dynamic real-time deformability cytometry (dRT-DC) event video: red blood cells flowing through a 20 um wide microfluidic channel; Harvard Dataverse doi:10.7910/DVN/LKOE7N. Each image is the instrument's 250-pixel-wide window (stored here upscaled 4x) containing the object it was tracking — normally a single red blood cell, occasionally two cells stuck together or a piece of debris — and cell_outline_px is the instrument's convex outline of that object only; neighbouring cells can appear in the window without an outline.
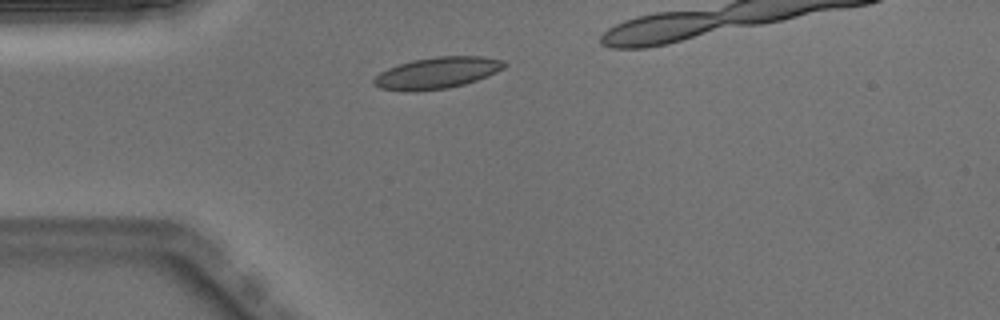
{"species": "Egyptian fruit bat (a non-hibernating species)", "species_latin": "Rousettus aegyptiacus", "temperature_condition": "warm", "stored_images_in_passage": 29, "camera_frame_rate_fps": 3000, "um_per_image_px": 0.085, "animal": {"sex": "male"}, "frame": {"image": 1, "passage_image": 1, "time_ms": 0.0, "image_size_px": [1000, 320], "cell_outline_px": [[508, 64], [504, 68], [488, 76], [464, 84], [448, 88], [416, 92], [380, 88], [372, 84], [372, 80], [380, 72], [388, 68], [412, 60], [436, 56], [480, 56], [504, 60]], "centroid_in_image_um": [37.16, 6.19], "position_along_channel_um": 47.8, "area_um2": 23.99}}
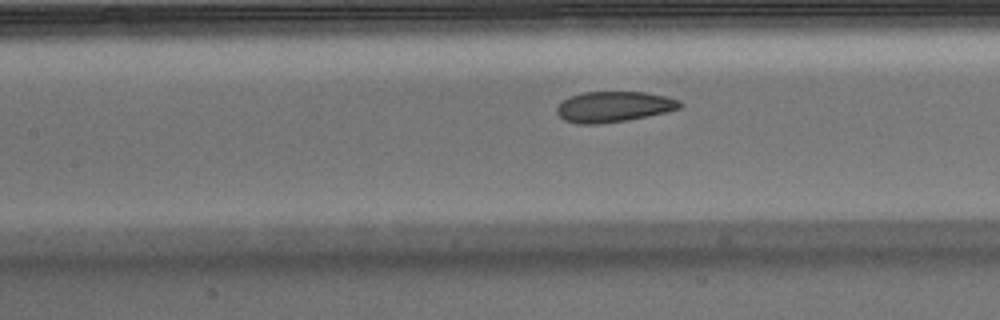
{"frame": {"image": 2, "passage_image": 10, "time_ms": 3.0, "image_size_px": [1000, 320], "cell_outline_px": [[684, 104], [680, 108], [648, 116], [628, 120], [600, 124], [576, 124], [564, 120], [556, 112], [556, 108], [568, 96], [584, 92], [644, 92], [668, 96], [680, 100]], "centroid_in_image_um": [52.18, 9.07], "position_along_channel_um": 155.2, "area_um2": 22.14}}
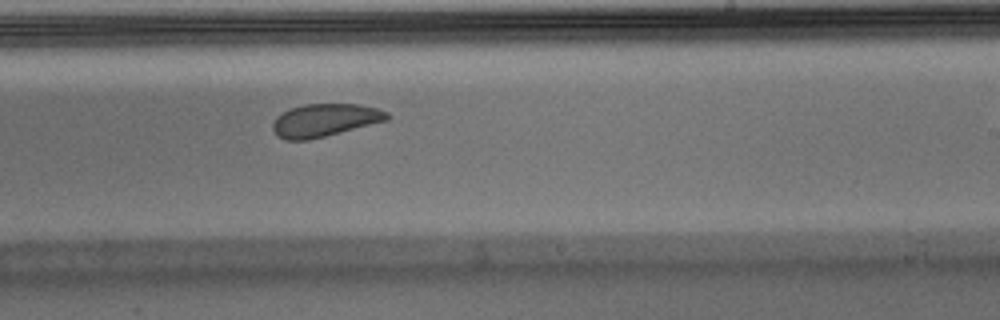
{"frame": {"image": 3, "passage_image": 18, "time_ms": 5.667, "image_size_px": [1000, 320], "cell_outline_px": [[388, 120], [308, 140], [284, 140], [276, 136], [272, 128], [272, 124], [276, 116], [292, 108], [304, 104], [360, 104], [376, 108], [388, 112]], "centroid_in_image_um": [27.57, 10.22], "position_along_channel_um": 261.4, "area_um2": 21.73}}